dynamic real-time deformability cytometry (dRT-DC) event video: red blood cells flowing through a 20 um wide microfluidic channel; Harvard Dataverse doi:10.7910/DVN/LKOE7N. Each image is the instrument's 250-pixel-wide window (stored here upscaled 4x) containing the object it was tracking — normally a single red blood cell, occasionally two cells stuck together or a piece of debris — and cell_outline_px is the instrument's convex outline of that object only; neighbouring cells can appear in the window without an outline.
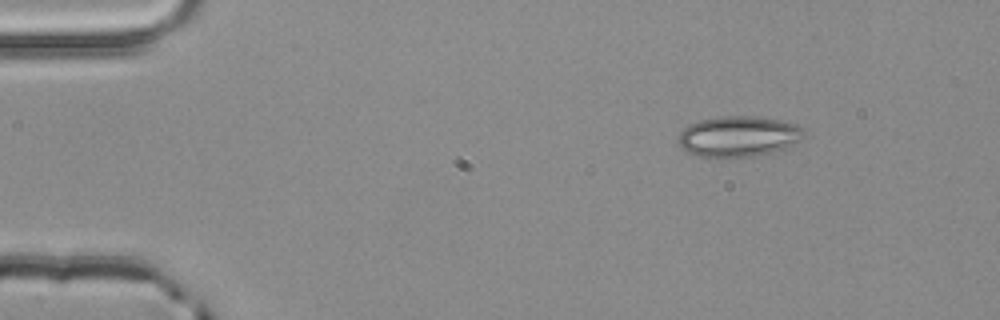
{"species": "common noctule bat (a hibernating species)", "species_latin": "Nyctalus noctula", "temperature_condition": "room temperature", "stored_images_in_passage": 2, "camera_frame_rate_fps": 3000, "um_per_image_px": 0.085, "animal": {"sex": "male", "body_mass_g": 20.4}, "frame": {"image": 1, "passage_image": 2, "time_ms": 0.333, "image_size_px": [1000, 320], "cell_outline_px": [[808, 136], [784, 148], [772, 152], [752, 156], [724, 160], [720, 160], [696, 156], [688, 152], [676, 140], [680, 132], [688, 124], [700, 120], [720, 116], [756, 116], [780, 120], [796, 124], [804, 128]], "centroid_in_image_um": [62.76, 11.62], "position_along_channel_um": 22.2, "area_um2": 30.63}}